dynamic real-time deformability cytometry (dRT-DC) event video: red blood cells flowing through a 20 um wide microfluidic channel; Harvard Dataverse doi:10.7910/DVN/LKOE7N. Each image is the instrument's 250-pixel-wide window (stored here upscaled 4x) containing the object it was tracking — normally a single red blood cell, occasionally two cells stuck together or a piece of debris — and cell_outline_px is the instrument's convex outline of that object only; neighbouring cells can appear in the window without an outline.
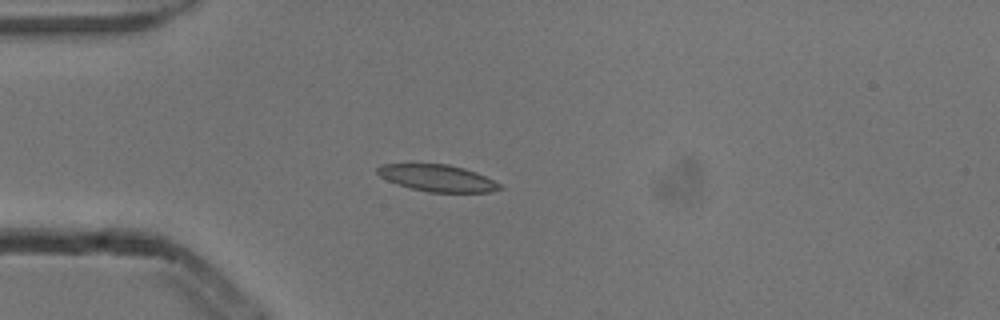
{"species": "common noctule bat (a hibernating species)", "species_latin": "Nyctalus noctula", "temperature_condition": "cold", "stored_images_in_passage": 3, "camera_frame_rate_fps": 3000, "um_per_image_px": 0.085, "animal": {"sex": "male", "body_mass_g": 13.3}, "frame": {"image": 1, "passage_image": 2, "time_ms": 0.333, "image_size_px": [1000, 320], "cell_outline_px": [[504, 188], [492, 192], [428, 192], [396, 184], [380, 176], [376, 172], [376, 168], [380, 164], [448, 164], [464, 168], [476, 172], [500, 184]], "centroid_in_image_um": [37.17, 15.13], "position_along_channel_um": 47.8, "area_um2": 19.02}}